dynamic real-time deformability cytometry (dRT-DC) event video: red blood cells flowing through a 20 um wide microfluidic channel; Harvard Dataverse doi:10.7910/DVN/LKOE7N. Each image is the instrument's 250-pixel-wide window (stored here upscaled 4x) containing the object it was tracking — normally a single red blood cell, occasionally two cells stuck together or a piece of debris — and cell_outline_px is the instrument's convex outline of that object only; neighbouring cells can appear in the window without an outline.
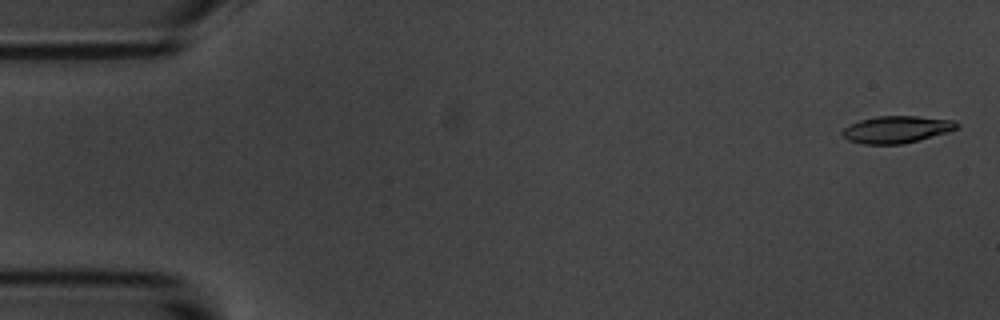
{"species": "common noctule bat (a hibernating species)", "species_latin": "Nyctalus noctula", "temperature_condition": "room temperature", "stored_images_in_passage": 56, "camera_frame_rate_fps": 3000, "um_per_image_px": 0.085, "animal": {"sex": "male", "body_mass_g": 20.1, "forearm_length_mm": 53.5}, "frame": {"image": 1, "passage_image": 2, "time_ms": 0.333, "image_size_px": [1000, 320], "cell_outline_px": [[960, 128], [948, 132], [920, 140], [904, 144], [864, 144], [848, 140], [840, 132], [848, 124], [860, 120], [876, 116], [916, 116], [956, 120], [960, 124]], "centroid_in_image_um": [76.25, 11.0], "position_along_channel_um": 8.8, "area_um2": 18.32}}
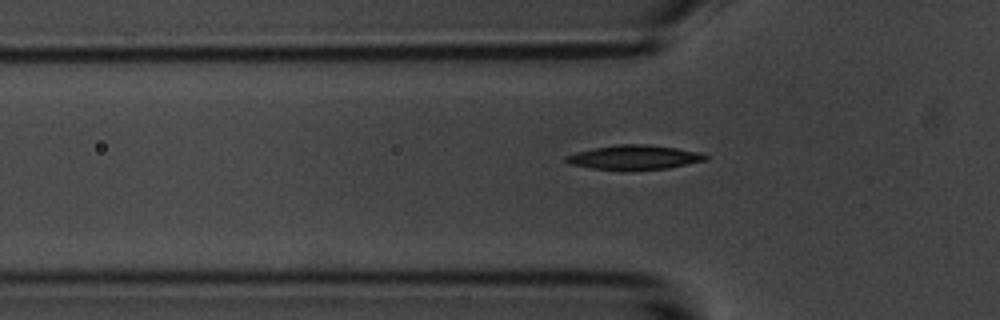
{"frame": {"image": 2, "passage_image": 18, "time_ms": 5.667, "image_size_px": [1000, 320], "cell_outline_px": [[708, 160], [668, 168], [592, 168], [568, 164], [564, 160], [564, 156], [576, 152], [596, 148], [620, 144], [648, 144], [676, 148], [700, 152], [708, 156]], "centroid_in_image_um": [53.93, 13.34], "position_along_channel_um": 71.9, "area_um2": 19.19}}
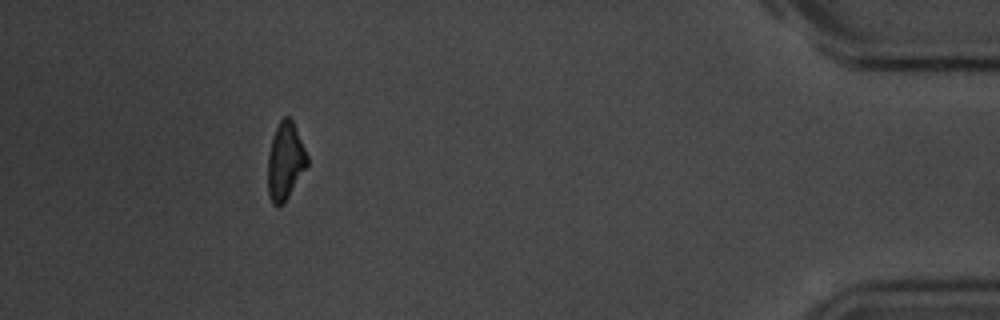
{"frame": {"image": 3, "passage_image": 51, "time_ms": 16.667, "image_size_px": [1000, 320], "cell_outline_px": [[308, 164], [284, 204], [276, 208], [272, 204], [268, 196], [268, 152], [272, 136], [280, 120], [284, 116], [288, 116], [292, 120], [308, 156]], "centroid_in_image_um": [24.23, 13.74], "position_along_channel_um": 411.0, "area_um2": 17.86}, "authors_computed_cell_mechanics": {"area_um2": 18.8428, "velocity_mm_per_s": 3.6196, "shape_relaxation_time_tau1_ms": 3.3195, "shape_relaxation_time_tau2_ms": null, "deformation_change_tau1": 0.1574, "deformation_change_tau2": null}}